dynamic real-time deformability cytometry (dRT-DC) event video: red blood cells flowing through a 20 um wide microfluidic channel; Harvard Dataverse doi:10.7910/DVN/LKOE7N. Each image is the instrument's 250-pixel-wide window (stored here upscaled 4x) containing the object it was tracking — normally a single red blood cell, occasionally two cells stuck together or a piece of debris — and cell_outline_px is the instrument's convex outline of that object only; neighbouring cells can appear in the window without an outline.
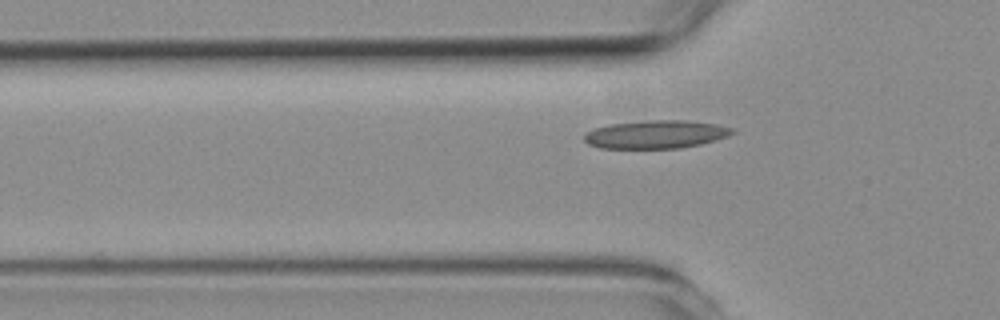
{"species": "common noctule bat (a hibernating species)", "species_latin": "Nyctalus noctula", "temperature_condition": "room temperature", "stored_images_in_passage": 6, "camera_frame_rate_fps": 3000, "um_per_image_px": 0.085, "animal": {"sex": "female", "body_mass_g": 19.3, "forearm_length_mm": 54.1}, "frame": {"image": 1, "passage_image": 3, "time_ms": 5.667, "image_size_px": [1000, 320], "cell_outline_px": [[736, 132], [728, 136], [700, 144], [680, 148], [600, 148], [588, 144], [584, 140], [584, 132], [592, 128], [608, 124], [648, 120], [688, 120], [716, 124], [732, 128]], "centroid_in_image_um": [55.71, 11.41], "position_along_channel_um": 70.1, "area_um2": 24.45}}
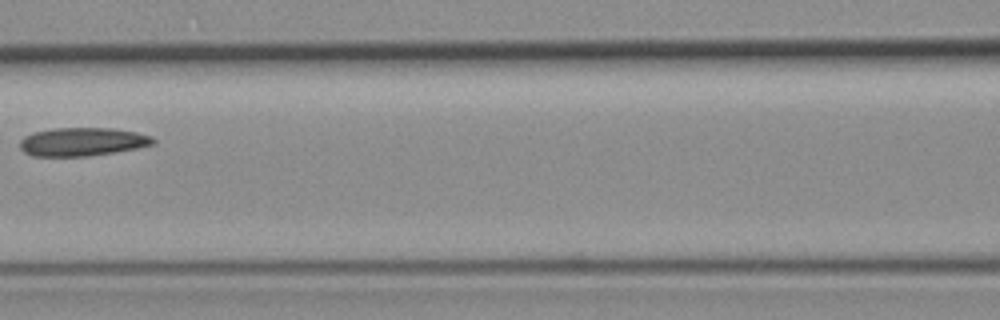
{"frame": {"image": 2, "passage_image": 5, "time_ms": 8.0, "image_size_px": [1000, 320], "cell_outline_px": [[156, 144], [136, 148], [88, 156], [32, 156], [24, 152], [20, 148], [20, 140], [24, 136], [32, 132], [52, 128], [112, 128], [136, 132], [152, 136], [156, 140]], "centroid_in_image_um": [6.99, 12.04], "position_along_channel_um": 159.6, "area_um2": 22.14}}
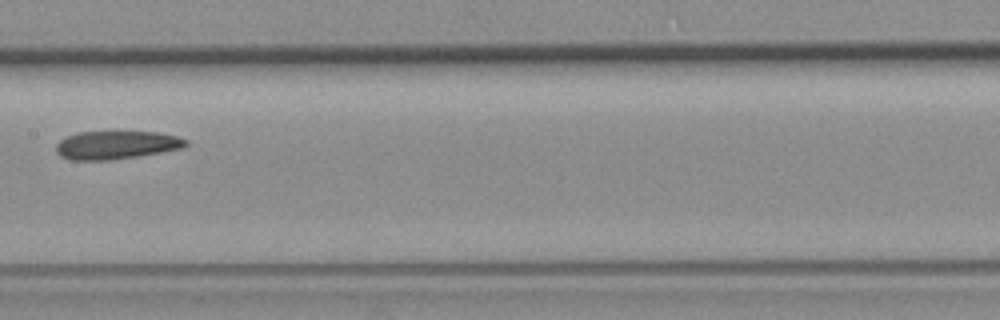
{"frame": {"image": 3, "passage_image": 6, "time_ms": 9.0, "image_size_px": [1000, 320], "cell_outline_px": [[188, 144], [184, 148], [136, 156], [108, 160], [72, 160], [60, 156], [56, 152], [56, 144], [60, 140], [68, 136], [80, 132], [156, 132], [176, 136], [188, 140]], "centroid_in_image_um": [9.88, 12.33], "position_along_channel_um": 197.5, "area_um2": 21.15}}